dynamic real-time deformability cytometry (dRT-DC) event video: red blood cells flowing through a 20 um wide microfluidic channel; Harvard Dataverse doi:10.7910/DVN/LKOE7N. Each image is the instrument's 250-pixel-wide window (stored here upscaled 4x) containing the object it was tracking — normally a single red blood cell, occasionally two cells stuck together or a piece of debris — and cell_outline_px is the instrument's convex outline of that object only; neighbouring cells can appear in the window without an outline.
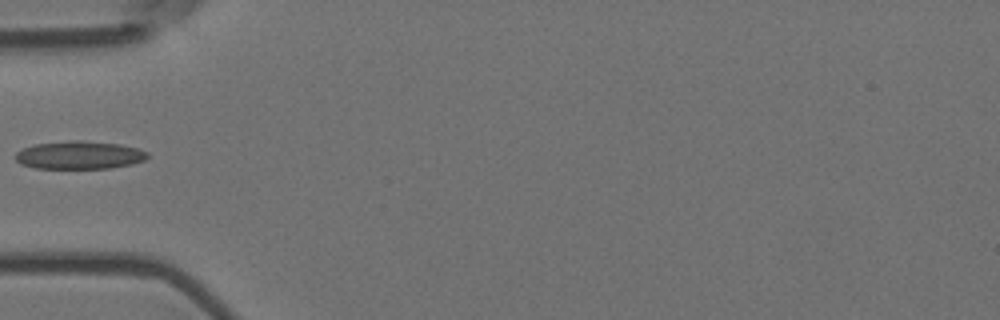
{"species": "Egyptian fruit bat (a non-hibernating species)", "species_latin": "Rousettus aegyptiacus", "temperature_condition": "room temperature", "stored_images_in_passage": 5, "camera_frame_rate_fps": 3000, "um_per_image_px": 0.085, "animal": {"sex": "female"}, "frame": {"image": 1, "passage_image": 5, "time_ms": 1.333, "image_size_px": [1000, 320], "cell_outline_px": [[148, 156], [144, 160], [132, 164], [108, 168], [36, 168], [20, 164], [16, 160], [16, 152], [24, 148], [36, 144], [72, 140], [80, 140], [120, 144], [136, 148], [148, 152]], "centroid_in_image_um": [6.75, 13.18], "position_along_channel_um": 78.3, "area_um2": 21.39}}